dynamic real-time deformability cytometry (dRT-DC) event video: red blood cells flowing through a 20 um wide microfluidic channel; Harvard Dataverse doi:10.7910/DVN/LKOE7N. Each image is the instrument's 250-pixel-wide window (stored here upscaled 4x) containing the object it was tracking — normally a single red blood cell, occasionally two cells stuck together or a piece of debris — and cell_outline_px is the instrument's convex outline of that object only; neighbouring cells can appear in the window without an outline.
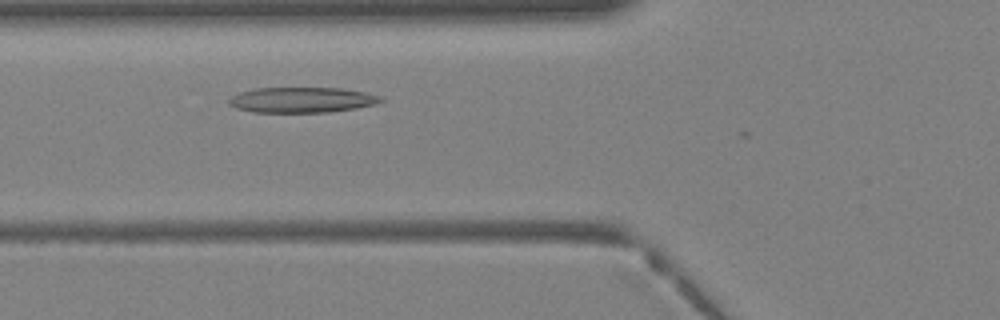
{"species": "Egyptian fruit bat (a non-hibernating species)", "species_latin": "Rousettus aegyptiacus", "temperature_condition": "warm", "stored_images_in_passage": 30, "camera_frame_rate_fps": 3000, "um_per_image_px": 0.085, "animal": {"sex": "female"}, "frame": {"image": 1, "passage_image": 7, "time_ms": 2.0, "image_size_px": [1000, 320], "cell_outline_px": [[384, 100], [372, 104], [356, 108], [328, 112], [252, 112], [236, 108], [228, 104], [228, 100], [232, 96], [240, 92], [256, 88], [340, 88], [364, 92], [384, 96]], "centroid_in_image_um": [25.65, 8.49], "position_along_channel_um": 100.2, "area_um2": 22.43}}
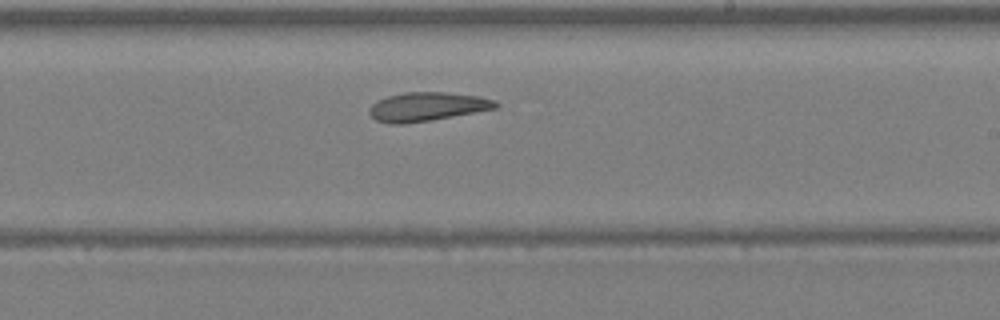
{"frame": {"image": 2, "passage_image": 16, "time_ms": 5.0, "image_size_px": [1000, 320], "cell_outline_px": [[500, 104], [496, 108], [432, 120], [404, 124], [388, 124], [376, 120], [368, 112], [368, 108], [376, 100], [388, 96], [404, 92], [444, 92], [480, 96], [496, 100]], "centroid_in_image_um": [36.28, 9.06], "position_along_channel_um": 252.7, "area_um2": 21.39}}
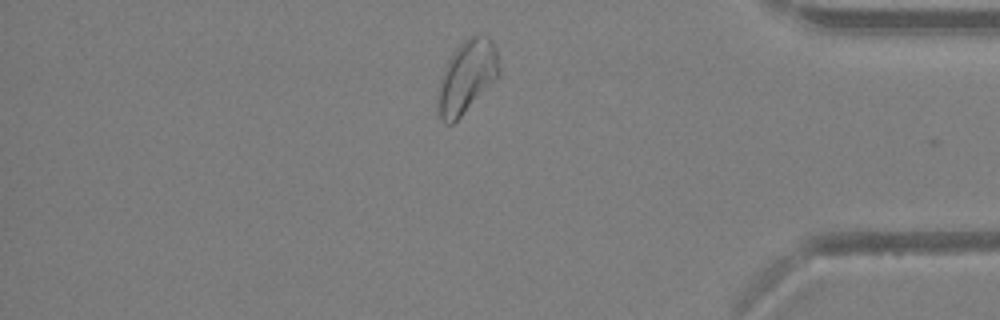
{"frame": {"image": 3, "passage_image": 26, "time_ms": 8.333, "image_size_px": [1000, 320], "cell_outline_px": [[500, 76], [452, 124], [444, 124], [440, 120], [440, 80], [444, 68], [448, 60], [460, 44], [464, 40], [480, 32], [488, 36], [492, 40], [496, 48], [500, 72]], "centroid_in_image_um": [39.74, 6.46], "position_along_channel_um": 395.5, "area_um2": 25.43}}